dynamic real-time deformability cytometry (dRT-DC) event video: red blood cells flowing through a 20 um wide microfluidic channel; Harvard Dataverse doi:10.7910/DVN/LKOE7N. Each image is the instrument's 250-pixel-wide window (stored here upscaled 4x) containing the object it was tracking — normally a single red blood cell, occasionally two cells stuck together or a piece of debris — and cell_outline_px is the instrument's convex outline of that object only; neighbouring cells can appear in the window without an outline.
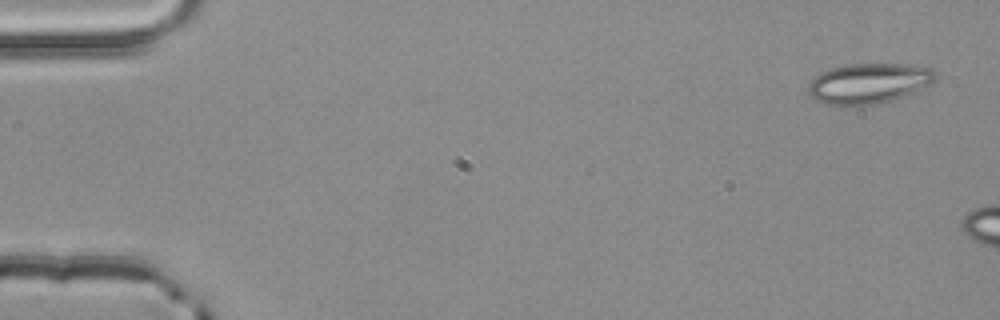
{"species": "common noctule bat (a hibernating species)", "species_latin": "Nyctalus noctula", "temperature_condition": "room temperature", "stored_images_in_passage": 3, "camera_frame_rate_fps": 3000, "um_per_image_px": 0.085, "animal": {"sex": "male", "body_mass_g": 20.4}, "frame": {"image": 1, "passage_image": 1, "time_ms": 0.0, "image_size_px": [1000, 320], "cell_outline_px": [[936, 80], [904, 96], [876, 104], [860, 108], [824, 104], [816, 100], [808, 92], [808, 84], [816, 76], [832, 68], [844, 64], [912, 64], [932, 68], [936, 72]], "centroid_in_image_um": [73.83, 7.11], "position_along_channel_um": 11.2, "area_um2": 30.17}}